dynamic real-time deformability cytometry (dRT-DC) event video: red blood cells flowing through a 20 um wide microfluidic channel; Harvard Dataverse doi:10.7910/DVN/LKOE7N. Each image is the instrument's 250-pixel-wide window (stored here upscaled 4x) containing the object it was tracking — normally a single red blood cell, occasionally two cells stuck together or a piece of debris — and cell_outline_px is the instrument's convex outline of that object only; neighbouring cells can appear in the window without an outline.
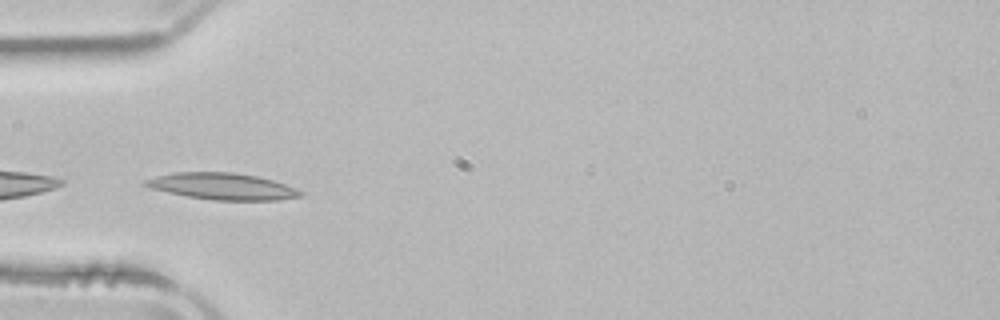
{"species": "common noctule bat (a hibernating species)", "species_latin": "Nyctalus noctula", "temperature_condition": "room temperature", "stored_images_in_passage": 24, "camera_frame_rate_fps": 3000, "um_per_image_px": 0.085, "animal": {"sex": "male", "body_mass_g": 21.5, "forearm_length_mm": 52.0}, "frame": {"image": 1, "passage_image": 1, "time_ms": 0.0, "image_size_px": [1000, 320], "cell_outline_px": [[304, 192], [300, 196], [276, 200], [212, 200], [188, 196], [168, 192], [152, 188], [144, 184], [144, 180], [156, 176], [176, 172], [232, 172], [256, 176], [272, 180], [296, 188]], "centroid_in_image_um": [18.91, 15.83], "position_along_channel_um": 66.1, "area_um2": 23.7}}
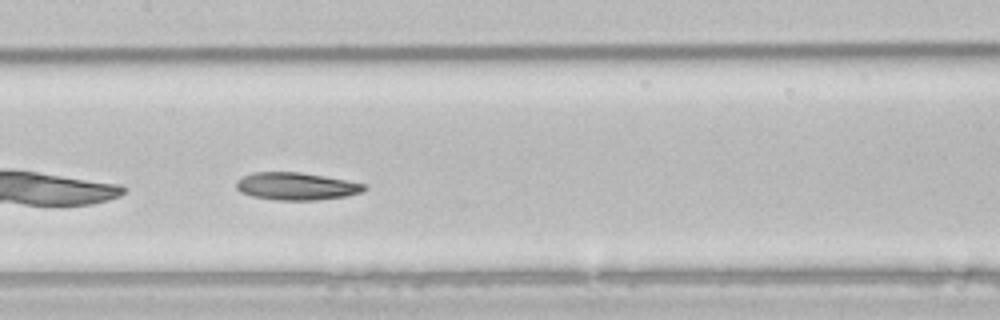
{"frame": {"image": 2, "passage_image": 10, "time_ms": 3.0, "image_size_px": [1000, 320], "cell_outline_px": [[368, 188], [360, 192], [348, 196], [316, 200], [276, 200], [252, 196], [240, 192], [236, 188], [236, 180], [252, 172], [300, 172], [324, 176], [364, 184]], "centroid_in_image_um": [25.15, 15.83], "position_along_channel_um": 182.2, "area_um2": 20.46}}
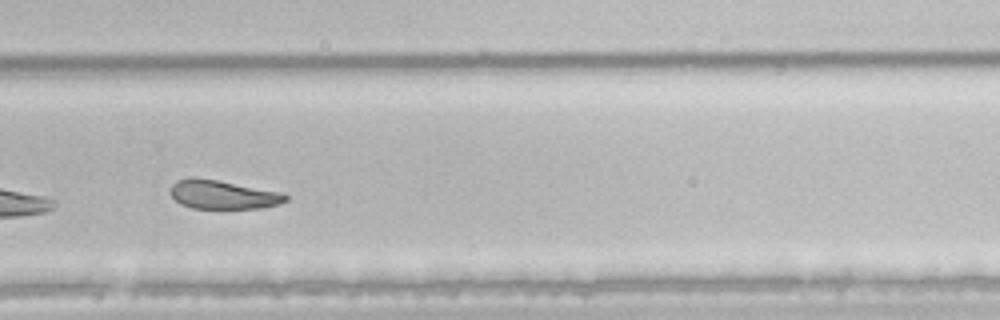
{"frame": {"image": 3, "passage_image": 20, "time_ms": 6.333, "image_size_px": [1000, 320], "cell_outline_px": [[288, 200], [280, 204], [260, 208], [192, 208], [180, 204], [168, 192], [172, 184], [176, 180], [216, 180], [284, 192], [288, 196]], "centroid_in_image_um": [19.01, 16.57], "position_along_channel_um": 310.8, "area_um2": 18.96}, "authors_computed_cell_mechanics": {"area_um2": 20.1433, "velocity_mm_per_s": 3.8781, "shape_relaxation_time_tau1_ms": 9.7251, "shape_relaxation_time_tau2_ms": 4.0552, "deformation_change_tau1": 0.2084, "deformation_change_tau2": 0.094}}